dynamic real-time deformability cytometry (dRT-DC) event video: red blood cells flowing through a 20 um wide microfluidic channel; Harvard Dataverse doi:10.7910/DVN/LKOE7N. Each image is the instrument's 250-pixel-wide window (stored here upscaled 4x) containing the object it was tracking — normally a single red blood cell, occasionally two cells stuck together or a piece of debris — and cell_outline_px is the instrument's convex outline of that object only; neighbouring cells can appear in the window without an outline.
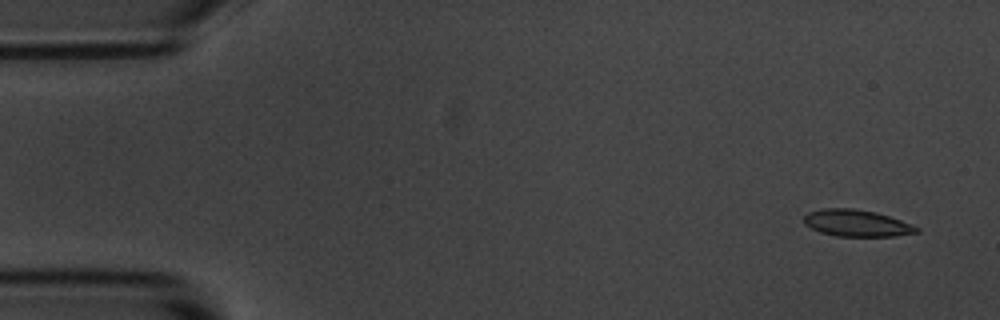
{"species": "common noctule bat (a hibernating species)", "species_latin": "Nyctalus noctula", "temperature_condition": "room temperature", "stored_images_in_passage": 9, "camera_frame_rate_fps": 3000, "um_per_image_px": 0.085, "animal": {"sex": "male", "body_mass_g": 20.1, "forearm_length_mm": 53.5}, "frame": {"image": 1, "passage_image": 1, "time_ms": 0.0, "image_size_px": [1000, 320], "cell_outline_px": [[920, 232], [896, 236], [836, 236], [820, 232], [804, 224], [804, 216], [808, 212], [824, 208], [852, 208], [876, 212], [912, 224], [920, 228]], "centroid_in_image_um": [72.83, 18.97], "position_along_channel_um": 12.2, "area_um2": 17.57}}